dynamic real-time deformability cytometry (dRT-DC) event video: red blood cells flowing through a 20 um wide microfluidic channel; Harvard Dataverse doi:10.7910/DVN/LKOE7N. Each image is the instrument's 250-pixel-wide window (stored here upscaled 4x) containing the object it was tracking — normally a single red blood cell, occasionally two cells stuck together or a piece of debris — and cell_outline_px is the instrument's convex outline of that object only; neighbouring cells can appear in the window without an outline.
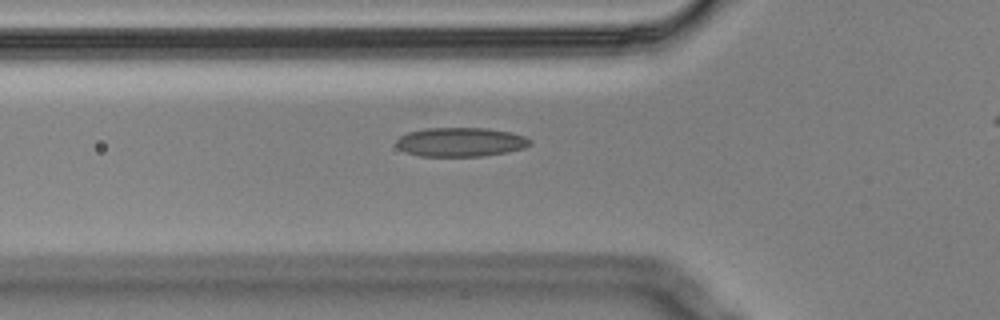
{"species": "Egyptian fruit bat (a non-hibernating species)", "species_latin": "Rousettus aegyptiacus", "temperature_condition": "cold", "stored_images_in_passage": 33, "camera_frame_rate_fps": 3000, "um_per_image_px": 0.085, "animal": {"sex": "male"}, "frame": {"image": 1, "passage_image": 2, "time_ms": 0.333, "image_size_px": [1000, 320], "cell_outline_px": [[532, 144], [524, 148], [508, 152], [484, 156], [420, 156], [404, 152], [396, 144], [396, 140], [400, 136], [408, 132], [424, 128], [488, 128], [508, 132], [524, 136], [532, 140]], "centroid_in_image_um": [39.15, 12.07], "position_along_channel_um": 86.6, "area_um2": 22.77}}
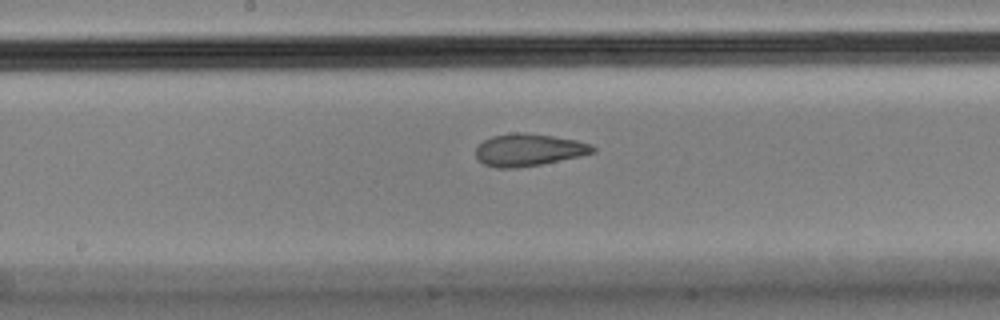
{"frame": {"image": 2, "passage_image": 12, "time_ms": 3.667, "image_size_px": [1000, 320], "cell_outline_px": [[596, 152], [580, 156], [540, 164], [516, 168], [496, 168], [484, 164], [476, 156], [476, 148], [484, 140], [492, 136], [512, 132], [520, 132], [552, 136], [576, 140], [592, 144], [596, 148]], "centroid_in_image_um": [44.95, 12.74], "position_along_channel_um": 203.3, "area_um2": 21.91}}
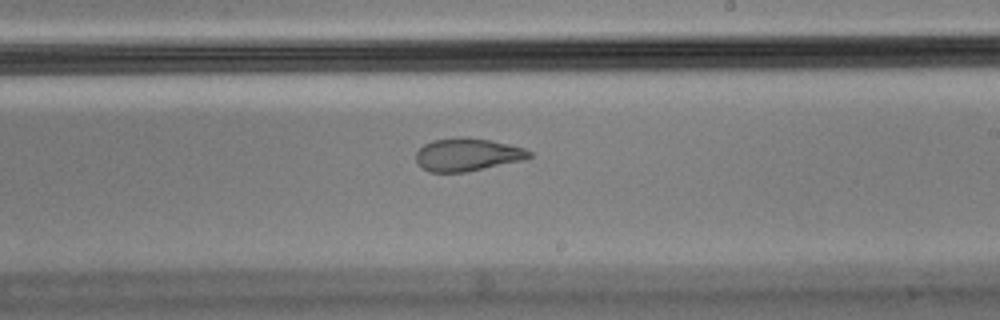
{"frame": {"image": 3, "passage_image": 16, "time_ms": 5.0, "image_size_px": [1000, 320], "cell_outline_px": [[532, 156], [524, 160], [468, 172], [428, 172], [420, 168], [416, 160], [416, 152], [424, 144], [432, 140], [460, 136], [464, 136], [492, 140], [524, 148], [532, 152]], "centroid_in_image_um": [39.72, 13.14], "position_along_channel_um": 249.3, "area_um2": 22.08}}